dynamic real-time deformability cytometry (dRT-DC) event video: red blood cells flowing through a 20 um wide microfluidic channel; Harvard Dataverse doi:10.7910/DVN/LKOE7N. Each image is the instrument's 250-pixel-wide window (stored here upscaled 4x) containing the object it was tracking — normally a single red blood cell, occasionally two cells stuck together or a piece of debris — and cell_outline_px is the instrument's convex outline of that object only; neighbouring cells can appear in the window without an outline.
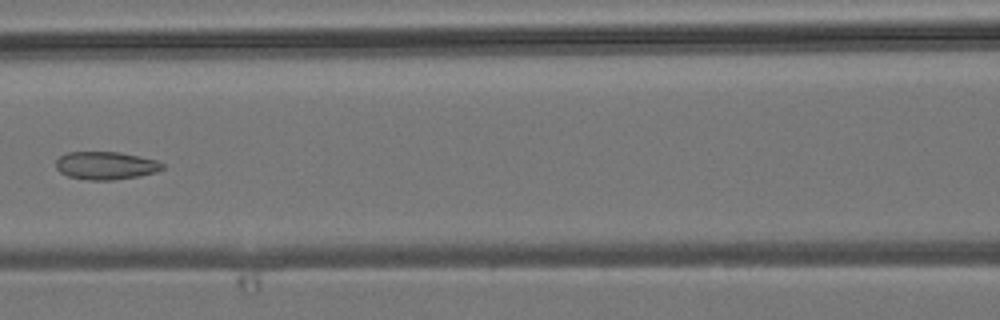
{"species": "common noctule bat (a hibernating species)", "species_latin": "Nyctalus noctula", "temperature_condition": "room temperature", "stored_images_in_passage": 8, "camera_frame_rate_fps": 3000, "um_per_image_px": 0.085, "animal": {"sex": "male", "body_mass_g": 19.2, "forearm_length_mm": 51.8}, "frame": {"image": 1, "passage_image": 7, "time_ms": 7.0, "image_size_px": [1000, 320], "cell_outline_px": [[164, 168], [156, 172], [140, 176], [112, 180], [88, 180], [68, 176], [60, 172], [56, 168], [56, 160], [60, 156], [68, 152], [120, 152], [140, 156], [156, 160], [164, 164]], "centroid_in_image_um": [9.0, 14.07], "position_along_channel_um": 157.6, "area_um2": 17.4}}
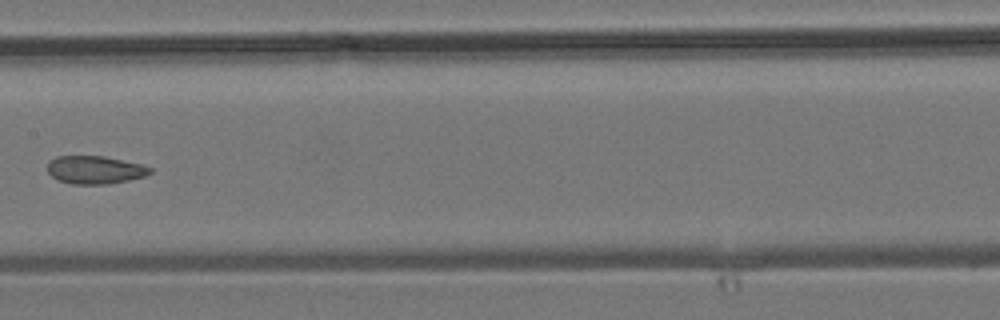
{"frame": {"image": 2, "passage_image": 8, "time_ms": 8.0, "image_size_px": [1000, 320], "cell_outline_px": [[152, 172], [144, 176], [128, 180], [108, 184], [72, 184], [60, 180], [52, 176], [48, 172], [48, 160], [56, 156], [104, 156], [140, 164], [152, 168]], "centroid_in_image_um": [8.05, 14.43], "position_along_channel_um": 199.3, "area_um2": 16.65}}